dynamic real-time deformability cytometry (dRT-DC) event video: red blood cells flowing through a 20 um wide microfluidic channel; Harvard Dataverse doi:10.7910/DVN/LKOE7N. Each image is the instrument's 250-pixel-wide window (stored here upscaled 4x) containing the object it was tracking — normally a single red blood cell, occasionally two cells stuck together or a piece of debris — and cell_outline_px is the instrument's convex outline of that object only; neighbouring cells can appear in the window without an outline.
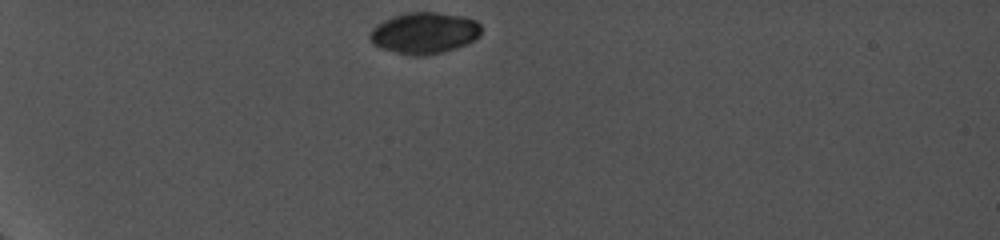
{"species": "common noctule bat (a hibernating species)", "species_latin": "Nyctalus noctula", "temperature_condition": "cold", "stored_images_in_passage": 24, "camera_frame_rate_fps": 5000, "um_per_image_px": 0.085, "animal": {"sex": "female", "body_mass_g": 19.0, "forearm_length_mm": 56.7}, "frame": {"image": 1, "passage_image": 1, "time_ms": 0.0, "image_size_px": [1000, 240], "cell_outline_px": [[480, 36], [468, 44], [456, 48], [424, 56], [412, 56], [380, 48], [372, 44], [368, 40], [368, 36], [372, 28], [376, 24], [392, 16], [404, 12], [436, 12], [464, 16], [476, 20], [480, 24]], "centroid_in_image_um": [36.04, 2.8], "position_along_channel_um": 49.0, "area_um2": 27.22}}
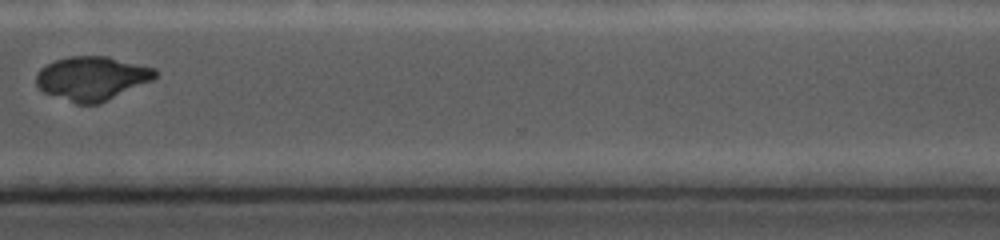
{"frame": {"image": 2, "passage_image": 20, "time_ms": 9.8, "image_size_px": [1000, 240], "cell_outline_px": [[160, 72], [152, 80], [100, 104], [76, 104], [44, 92], [36, 84], [36, 72], [40, 68], [56, 60], [68, 56], [108, 56], [156, 68]], "centroid_in_image_um": [7.83, 6.65], "position_along_channel_um": 362.8, "area_um2": 30.58}}
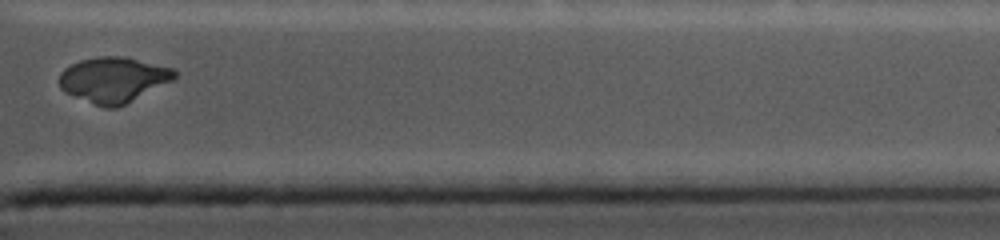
{"frame": {"image": 3, "passage_image": 22, "time_ms": 10.8, "image_size_px": [1000, 240], "cell_outline_px": [[176, 76], [172, 80], [116, 108], [104, 108], [64, 92], [60, 88], [60, 72], [64, 68], [80, 60], [96, 56], [124, 56], [172, 68], [176, 72]], "centroid_in_image_um": [9.6, 6.76], "position_along_channel_um": 401.8, "area_um2": 30.17}}